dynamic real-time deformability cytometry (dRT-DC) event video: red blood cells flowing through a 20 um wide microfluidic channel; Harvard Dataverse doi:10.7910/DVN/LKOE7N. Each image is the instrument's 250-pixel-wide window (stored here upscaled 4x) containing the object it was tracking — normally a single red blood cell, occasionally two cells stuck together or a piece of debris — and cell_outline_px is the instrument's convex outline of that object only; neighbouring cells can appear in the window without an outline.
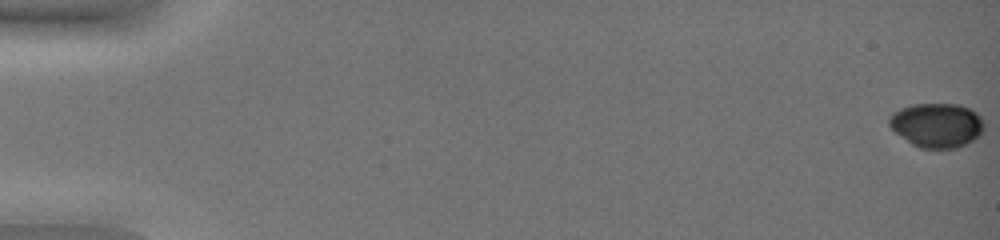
{"species": "common noctule bat (a hibernating species)", "species_latin": "Nyctalus noctula", "temperature_condition": "warm", "stored_images_in_passage": 52, "camera_frame_rate_fps": 3000, "um_per_image_px": 0.085, "animal": {"sex": "female", "body_mass_g": 19.0, "forearm_length_mm": 51.5}, "frame": {"image": 1, "passage_image": 1, "time_ms": 0.0, "image_size_px": [1000, 240], "cell_outline_px": [[984, 128], [980, 136], [956, 148], [920, 148], [912, 144], [896, 132], [888, 124], [888, 116], [892, 112], [900, 108], [912, 104], [960, 104], [976, 112], [980, 116], [984, 124]], "centroid_in_image_um": [79.62, 10.62], "position_along_channel_um": 5.4, "area_um2": 24.57}}
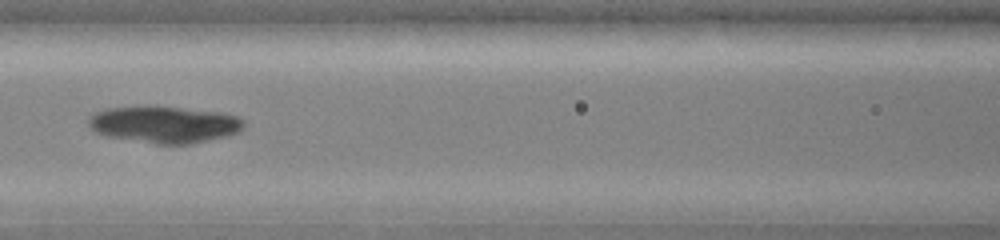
{"frame": {"image": 2, "passage_image": 27, "time_ms": 8.667, "image_size_px": [1000, 240], "cell_outline_px": [[244, 128], [228, 136], [188, 144], [156, 144], [104, 136], [96, 132], [88, 124], [88, 116], [104, 108], [148, 104], [156, 104], [220, 112], [236, 116], [244, 120]], "centroid_in_image_um": [13.92, 10.54], "position_along_channel_um": 152.7, "area_um2": 34.16}}
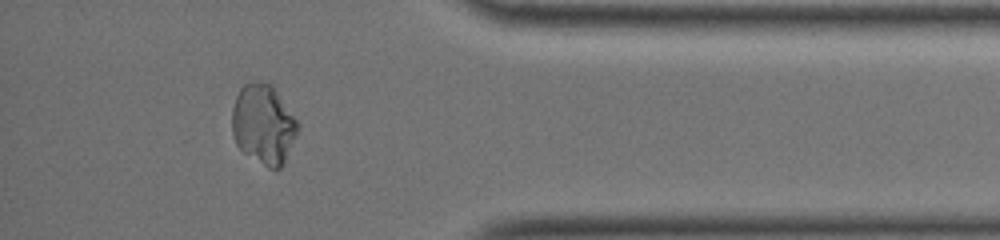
{"frame": {"image": 3, "passage_image": 48, "time_ms": 15.667, "image_size_px": [1000, 240], "cell_outline_px": [[300, 128], [284, 164], [280, 168], [268, 168], [244, 152], [236, 144], [232, 136], [232, 108], [236, 96], [240, 88], [248, 80], [256, 80], [272, 84], [276, 88], [300, 124]], "centroid_in_image_um": [22.41, 10.52], "position_along_channel_um": 412.8, "area_um2": 31.15}}